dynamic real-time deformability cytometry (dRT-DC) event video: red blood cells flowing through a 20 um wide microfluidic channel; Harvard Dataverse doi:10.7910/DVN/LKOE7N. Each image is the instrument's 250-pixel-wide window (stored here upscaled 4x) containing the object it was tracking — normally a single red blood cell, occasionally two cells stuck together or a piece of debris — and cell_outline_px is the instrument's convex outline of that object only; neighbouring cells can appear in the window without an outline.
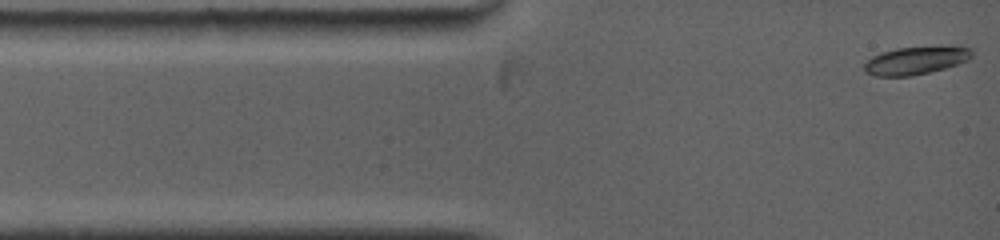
{"species": "common noctule bat (a hibernating species)", "species_latin": "Nyctalus noctula", "temperature_condition": "warm", "stored_images_in_passage": 55, "camera_frame_rate_fps": 5000, "um_per_image_px": 0.085, "animal": {"sex": "female", "body_mass_g": 19.0, "forearm_length_mm": 53.3}, "frame": {"image": 1, "passage_image": 1, "time_ms": 0.0, "image_size_px": [1000, 240], "cell_outline_px": [[972, 56], [968, 60], [944, 68], [912, 76], [876, 76], [864, 72], [864, 64], [872, 56], [880, 52], [896, 48], [940, 44], [972, 48]], "centroid_in_image_um": [77.85, 5.1], "position_along_channel_um": 7.1, "area_um2": 17.98}}
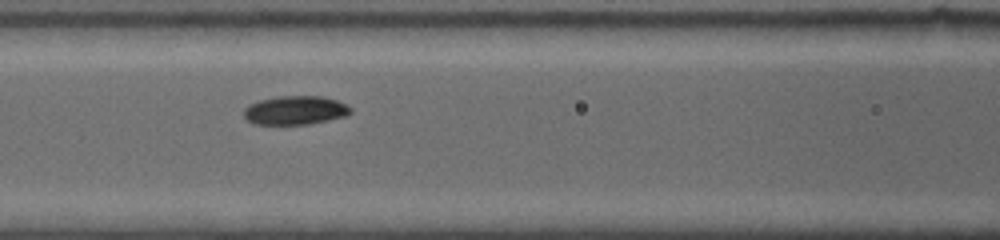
{"frame": {"image": 2, "passage_image": 24, "time_ms": 4.6, "image_size_px": [1000, 240], "cell_outline_px": [[352, 112], [348, 116], [308, 124], [252, 124], [244, 116], [244, 108], [248, 104], [260, 100], [276, 96], [320, 96], [336, 100], [352, 108]], "centroid_in_image_um": [25.09, 9.37], "position_along_channel_um": 141.5, "area_um2": 17.98}}
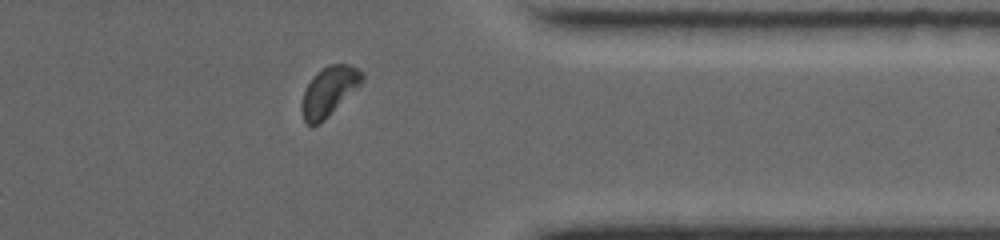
{"frame": {"image": 3, "passage_image": 48, "time_ms": 11.0, "image_size_px": [1000, 240], "cell_outline_px": [[364, 80], [324, 120], [312, 128], [304, 120], [300, 108], [300, 104], [304, 92], [312, 76], [316, 72], [328, 64], [348, 64], [364, 72]], "centroid_in_image_um": [27.93, 7.75], "position_along_channel_um": 383.5, "area_um2": 17.28}, "authors_computed_cell_mechanics": {"area_um2": 17.9758, "velocity_mm_per_s": 3.935, "shape_relaxation_time_tau1_ms": 3.8282, "shape_relaxation_time_tau2_ms": null, "deformation_change_tau1": 0.092, "deformation_change_tau2": null}}